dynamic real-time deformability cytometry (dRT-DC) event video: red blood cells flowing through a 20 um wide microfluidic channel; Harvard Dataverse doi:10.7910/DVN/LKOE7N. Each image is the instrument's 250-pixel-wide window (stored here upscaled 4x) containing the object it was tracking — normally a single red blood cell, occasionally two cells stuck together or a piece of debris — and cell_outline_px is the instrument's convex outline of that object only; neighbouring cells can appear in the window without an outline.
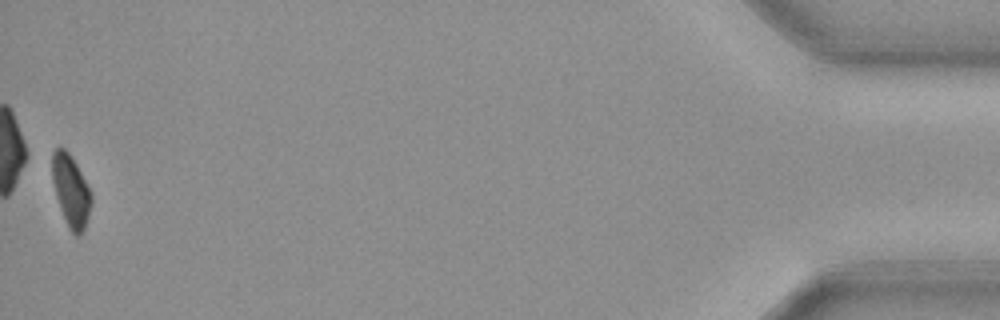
{"species": "common noctule bat (a hibernating species)", "species_latin": "Nyctalus noctula", "temperature_condition": "cold", "stored_images_in_passage": 57, "camera_frame_rate_fps": 3000, "um_per_image_px": 0.085, "animal": {"sex": "female", "body_mass_g": 19.3, "forearm_length_mm": 54.1}, "frame": {"image": 1, "passage_image": 57, "time_ms": 18.667, "image_size_px": [1000, 320], "cell_outline_px": [[92, 204], [84, 228], [80, 236], [76, 236], [68, 228], [60, 208], [56, 196], [52, 180], [52, 152], [56, 148], [64, 148], [68, 152], [76, 164], [92, 192]], "centroid_in_image_um": [6.03, 16.23], "position_along_channel_um": 429.2, "area_um2": 16.36}, "authors_computed_cell_mechanics": {"area_um2": 17.918, "velocity_mm_per_s": 3.6351, "shape_relaxation_time_tau1_ms": 5.7497, "shape_relaxation_time_tau2_ms": null, "deformation_change_tau1": 0.1243, "deformation_change_tau2": null}}